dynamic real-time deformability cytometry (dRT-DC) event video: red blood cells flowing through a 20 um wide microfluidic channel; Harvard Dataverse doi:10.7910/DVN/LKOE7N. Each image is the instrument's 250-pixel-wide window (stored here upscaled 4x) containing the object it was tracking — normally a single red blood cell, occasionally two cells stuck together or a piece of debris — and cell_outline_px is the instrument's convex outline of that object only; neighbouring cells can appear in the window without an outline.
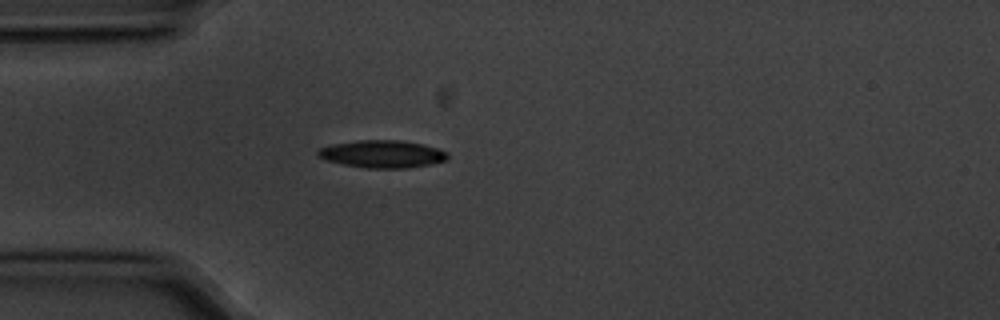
{"species": "common noctule bat (a hibernating species)", "species_latin": "Nyctalus noctula", "temperature_condition": "cold", "stored_images_in_passage": 4, "camera_frame_rate_fps": 3000, "um_per_image_px": 0.085, "animal": {"sex": "male", "body_mass_g": 20.1, "forearm_length_mm": 53.5}, "frame": {"image": 1, "passage_image": 4, "time_ms": 1.0, "image_size_px": [1000, 320], "cell_outline_px": [[448, 160], [408, 168], [368, 168], [344, 164], [324, 160], [316, 156], [316, 152], [320, 148], [332, 144], [356, 140], [400, 140], [420, 144], [436, 148], [448, 152]], "centroid_in_image_um": [32.46, 13.09], "position_along_channel_um": 52.5, "area_um2": 20.75}}